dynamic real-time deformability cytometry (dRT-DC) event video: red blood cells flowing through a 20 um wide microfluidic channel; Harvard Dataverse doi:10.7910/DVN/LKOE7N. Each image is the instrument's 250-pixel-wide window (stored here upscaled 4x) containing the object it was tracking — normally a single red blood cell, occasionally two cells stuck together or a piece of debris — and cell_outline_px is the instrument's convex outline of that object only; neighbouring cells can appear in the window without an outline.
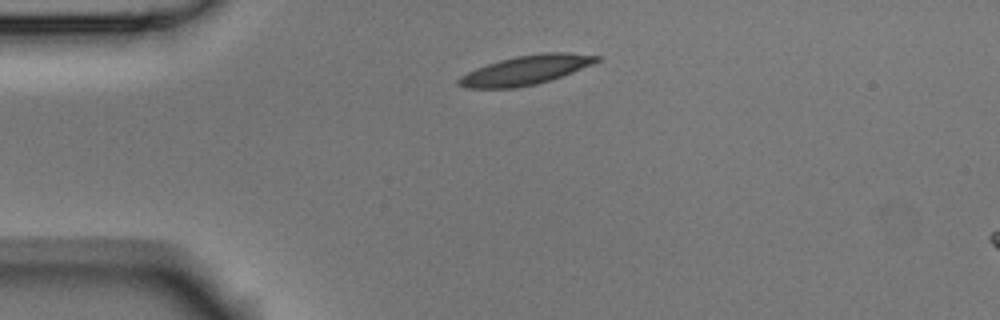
{"species": "Egyptian fruit bat (a non-hibernating species)", "species_latin": "Rousettus aegyptiacus", "temperature_condition": "room temperature", "stored_images_in_passage": 2, "camera_frame_rate_fps": 3000, "um_per_image_px": 0.085, "animal": {"sex": "male"}, "frame": {"image": 1, "passage_image": 1, "time_ms": 0.0, "image_size_px": [1000, 320], "cell_outline_px": [[604, 56], [600, 60], [592, 64], [552, 80], [536, 84], [516, 88], [464, 88], [456, 84], [456, 80], [460, 76], [476, 68], [500, 60], [516, 56], [544, 52], [568, 52]], "centroid_in_image_um": [44.69, 5.96], "position_along_channel_um": 40.3, "area_um2": 23.64}}